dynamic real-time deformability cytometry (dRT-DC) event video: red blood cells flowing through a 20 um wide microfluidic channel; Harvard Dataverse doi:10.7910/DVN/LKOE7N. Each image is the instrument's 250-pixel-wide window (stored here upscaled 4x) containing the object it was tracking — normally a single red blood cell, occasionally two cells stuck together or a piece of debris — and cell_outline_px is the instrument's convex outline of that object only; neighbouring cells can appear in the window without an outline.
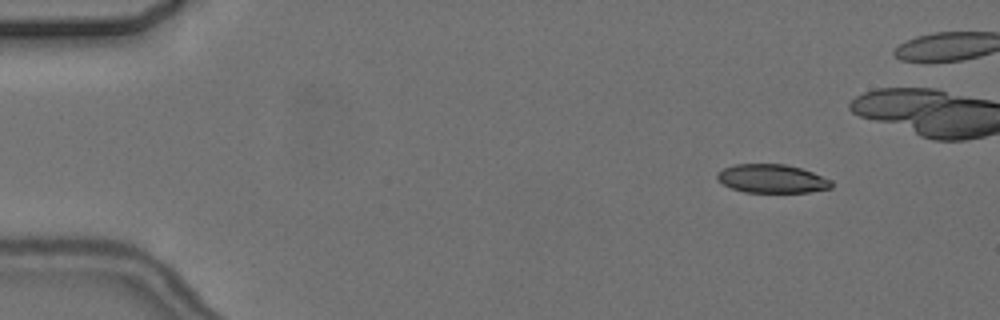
{"species": "common noctule bat (a hibernating species)", "species_latin": "Nyctalus noctula", "temperature_condition": "cold", "stored_images_in_passage": 5, "camera_frame_rate_fps": 3000, "um_per_image_px": 0.085, "animal": {"sex": "female", "body_mass_g": 24.6, "forearm_length_mm": 56.2}, "frame": {"image": 1, "passage_image": 1, "time_ms": 0.0, "image_size_px": [1000, 320], "cell_outline_px": [[832, 188], [808, 192], [744, 192], [732, 188], [716, 180], [716, 172], [724, 168], [736, 164], [784, 164], [800, 168], [812, 172], [832, 180]], "centroid_in_image_um": [65.6, 15.19], "position_along_channel_um": 19.4, "area_um2": 19.02}}